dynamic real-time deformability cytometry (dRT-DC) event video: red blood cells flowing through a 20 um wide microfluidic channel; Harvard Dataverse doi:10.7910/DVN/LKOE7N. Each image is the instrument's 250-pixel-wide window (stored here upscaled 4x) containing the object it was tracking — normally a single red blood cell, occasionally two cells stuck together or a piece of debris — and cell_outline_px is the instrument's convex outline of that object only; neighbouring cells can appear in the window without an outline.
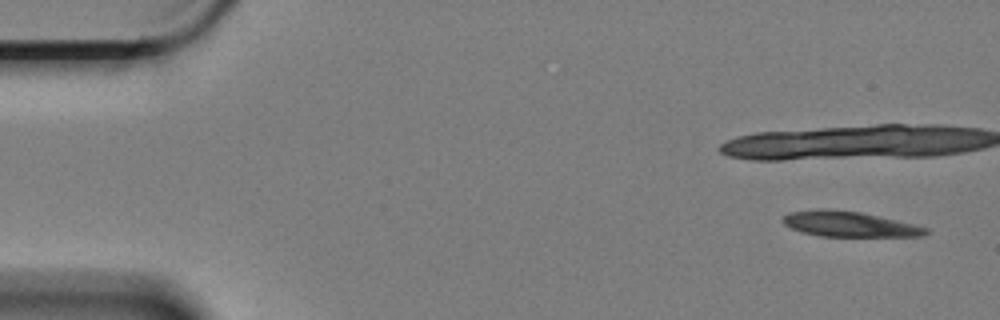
{"species": "Egyptian fruit bat (a non-hibernating species)", "species_latin": "Rousettus aegyptiacus", "temperature_condition": "cold", "stored_images_in_passage": 8, "camera_frame_rate_fps": 3000, "um_per_image_px": 0.085, "animal": {"sex": "female"}, "frame": {"image": 1, "passage_image": 1, "time_ms": 0.0, "image_size_px": [1000, 320], "cell_outline_px": [[928, 232], [924, 236], [820, 236], [804, 232], [792, 228], [784, 224], [780, 220], [788, 212], [820, 208], [860, 212], [912, 224], [928, 228]], "centroid_in_image_um": [72.13, 19.04], "position_along_channel_um": 12.9, "area_um2": 20.81}}